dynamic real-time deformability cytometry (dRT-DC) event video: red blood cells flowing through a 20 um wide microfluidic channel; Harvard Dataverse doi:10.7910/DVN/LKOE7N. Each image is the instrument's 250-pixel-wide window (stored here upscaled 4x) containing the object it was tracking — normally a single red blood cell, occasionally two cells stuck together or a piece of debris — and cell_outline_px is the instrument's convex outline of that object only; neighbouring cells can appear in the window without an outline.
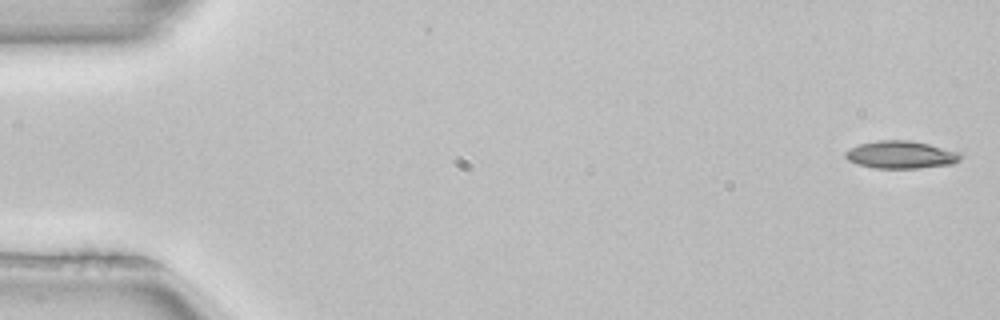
{"species": "common noctule bat (a hibernating species)", "species_latin": "Nyctalus noctula", "temperature_condition": "room temperature", "stored_images_in_passage": 5, "segment_of_instrument_passage": [1, 2], "camera_frame_rate_fps": 3000, "um_per_image_px": 0.085, "animal": {"sex": "female", "body_mass_g": 22.7, "forearm_length_mm": 54.2}, "frame": {"image": 1, "passage_image": 1, "time_ms": 0.0, "image_size_px": [1000, 320], "cell_outline_px": [[964, 156], [960, 160], [952, 164], [916, 168], [872, 168], [856, 164], [848, 160], [844, 156], [844, 152], [848, 148], [860, 144], [876, 140], [908, 140], [928, 144], [960, 152]], "centroid_in_image_um": [76.55, 13.15], "position_along_channel_um": 8.5, "area_um2": 18.67}}
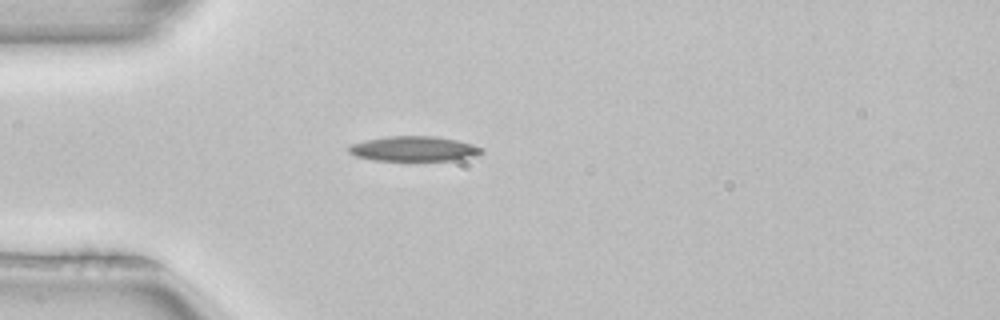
{"frame": {"image": 2, "passage_image": 4, "time_ms": 1.0, "image_size_px": [1000, 320], "cell_outline_px": [[484, 152], [476, 156], [452, 160], [372, 160], [356, 156], [348, 152], [348, 148], [352, 144], [364, 140], [388, 136], [432, 136], [456, 140], [472, 144], [484, 148]], "centroid_in_image_um": [35.19, 12.64], "position_along_channel_um": 49.8, "area_um2": 19.25}}